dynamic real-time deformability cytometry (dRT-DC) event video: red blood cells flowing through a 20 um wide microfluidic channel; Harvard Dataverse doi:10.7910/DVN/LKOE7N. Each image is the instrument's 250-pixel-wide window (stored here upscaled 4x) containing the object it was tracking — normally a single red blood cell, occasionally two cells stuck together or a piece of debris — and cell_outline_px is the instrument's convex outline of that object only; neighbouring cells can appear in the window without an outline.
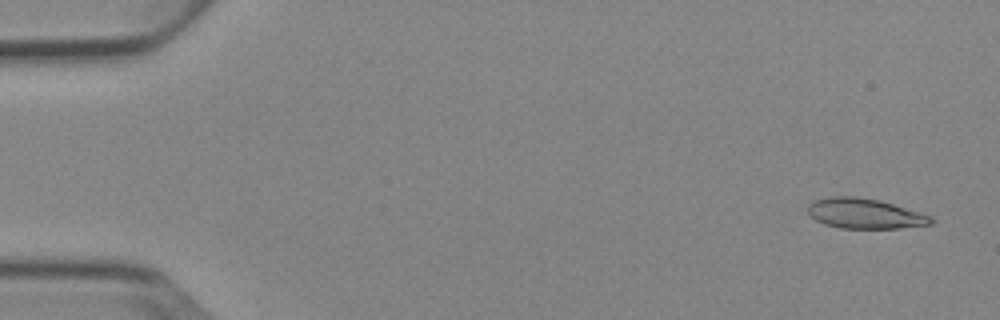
{"species": "Egyptian fruit bat (a non-hibernating species)", "species_latin": "Rousettus aegyptiacus", "temperature_condition": "cold", "stored_images_in_passage": 6, "camera_frame_rate_fps": 3000, "um_per_image_px": 0.085, "animal": {"sex": "female"}, "frame": {"image": 1, "passage_image": 1, "time_ms": 0.0, "image_size_px": [1000, 320], "cell_outline_px": [[936, 220], [932, 224], [900, 228], [840, 228], [824, 224], [816, 220], [808, 212], [808, 204], [816, 200], [832, 196], [856, 196], [880, 200], [932, 216]], "centroid_in_image_um": [73.53, 18.15], "position_along_channel_um": 11.5, "area_um2": 21.62}}
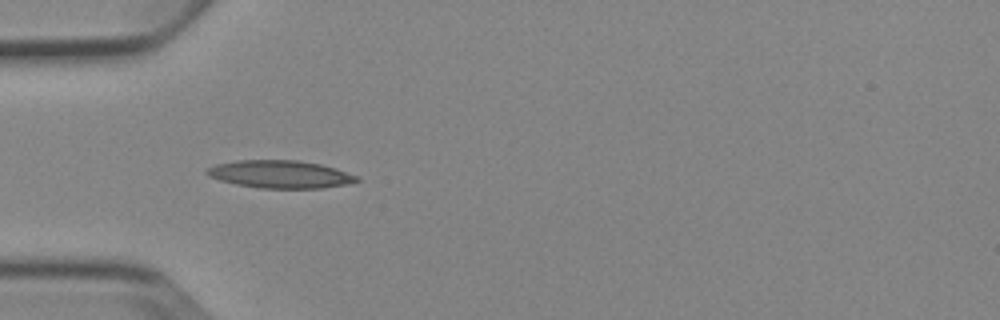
{"frame": {"image": 2, "passage_image": 5, "time_ms": 4.667, "image_size_px": [1000, 320], "cell_outline_px": [[360, 180], [344, 184], [324, 188], [260, 188], [236, 184], [220, 180], [208, 176], [204, 172], [208, 168], [216, 164], [236, 160], [300, 160], [320, 164], [336, 168], [360, 176]], "centroid_in_image_um": [23.82, 14.8], "position_along_channel_um": 61.2, "area_um2": 24.28}}
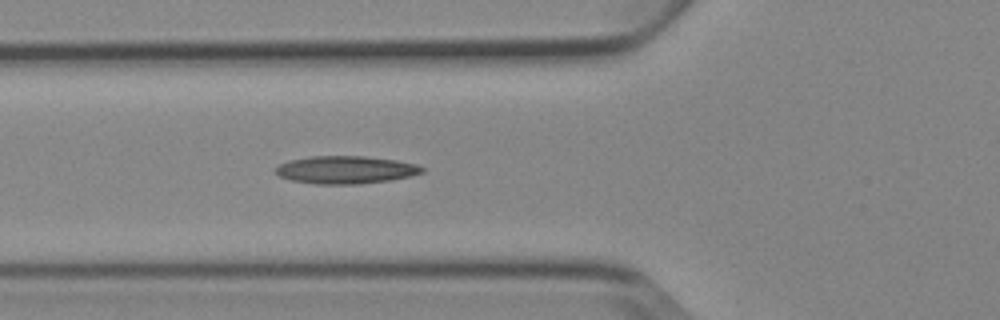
{"frame": {"image": 3, "passage_image": 6, "time_ms": 5.667, "image_size_px": [1000, 320], "cell_outline_px": [[424, 172], [392, 180], [360, 184], [316, 184], [292, 180], [280, 176], [276, 172], [276, 168], [280, 164], [288, 160], [312, 156], [364, 156], [396, 160], [416, 164], [424, 168]], "centroid_in_image_um": [29.39, 14.43], "position_along_channel_um": 96.4, "area_um2": 23.58}}